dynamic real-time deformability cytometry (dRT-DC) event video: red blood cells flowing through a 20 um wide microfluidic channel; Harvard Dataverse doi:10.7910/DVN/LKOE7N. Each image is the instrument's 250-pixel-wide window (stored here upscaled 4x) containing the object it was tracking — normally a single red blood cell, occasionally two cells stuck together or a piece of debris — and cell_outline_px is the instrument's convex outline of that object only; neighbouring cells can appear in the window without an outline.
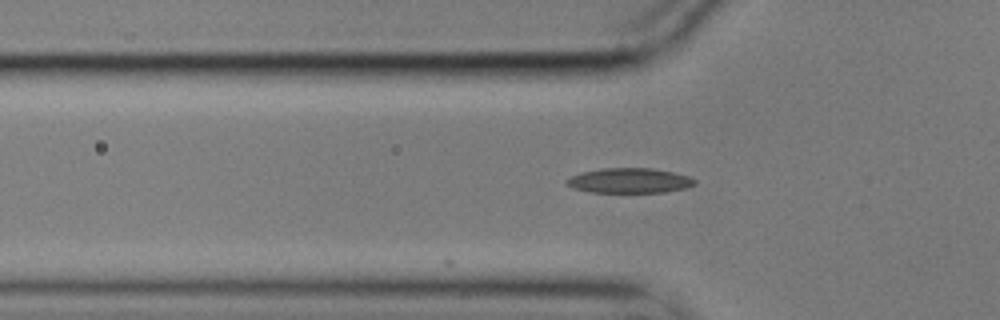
{"species": "common noctule bat (a hibernating species)", "species_latin": "Nyctalus noctula", "temperature_condition": "cold", "stored_images_in_passage": 2, "camera_frame_rate_fps": 3000, "um_per_image_px": 0.085, "animal": {"sex": "male", "body_mass_g": 17.9}, "frame": {"image": 1, "passage_image": 2, "time_ms": 0.333, "image_size_px": [1000, 320], "cell_outline_px": [[696, 184], [684, 188], [664, 192], [588, 192], [572, 188], [564, 184], [564, 180], [580, 172], [600, 168], [652, 168], [672, 172], [688, 176], [696, 180]], "centroid_in_image_um": [53.43, 15.35], "position_along_channel_um": 72.4, "area_um2": 18.73}}